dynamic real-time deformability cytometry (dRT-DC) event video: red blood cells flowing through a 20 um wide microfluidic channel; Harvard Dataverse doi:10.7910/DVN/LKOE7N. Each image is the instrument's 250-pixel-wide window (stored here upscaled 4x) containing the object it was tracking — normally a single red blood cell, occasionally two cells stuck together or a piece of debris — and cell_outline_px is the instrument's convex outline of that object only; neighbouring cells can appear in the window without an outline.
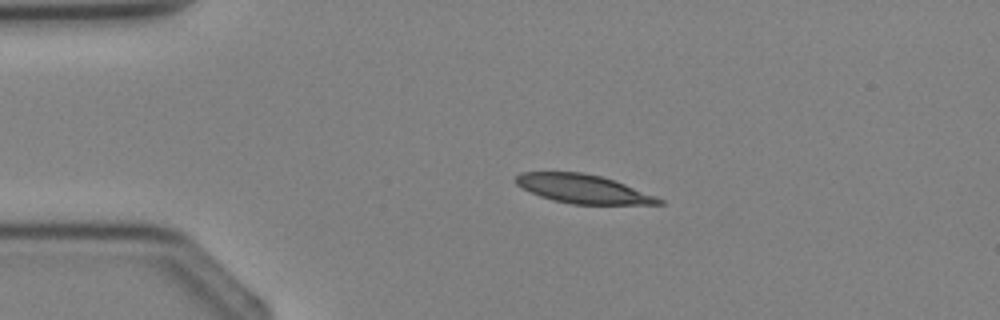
{"species": "Egyptian fruit bat (a non-hibernating species)", "species_latin": "Rousettus aegyptiacus", "temperature_condition": "cold", "stored_images_in_passage": 2, "camera_frame_rate_fps": 3000, "um_per_image_px": 0.085, "animal": {"sex": "female"}, "frame": {"image": 1, "passage_image": 1, "time_ms": 0.0, "image_size_px": [1000, 320], "cell_outline_px": [[664, 204], [572, 204], [552, 200], [540, 196], [516, 184], [512, 180], [520, 172], [584, 172], [600, 176], [624, 184], [656, 196], [664, 200]], "centroid_in_image_um": [49.53, 16.05], "position_along_channel_um": 35.5, "area_um2": 23.76}}